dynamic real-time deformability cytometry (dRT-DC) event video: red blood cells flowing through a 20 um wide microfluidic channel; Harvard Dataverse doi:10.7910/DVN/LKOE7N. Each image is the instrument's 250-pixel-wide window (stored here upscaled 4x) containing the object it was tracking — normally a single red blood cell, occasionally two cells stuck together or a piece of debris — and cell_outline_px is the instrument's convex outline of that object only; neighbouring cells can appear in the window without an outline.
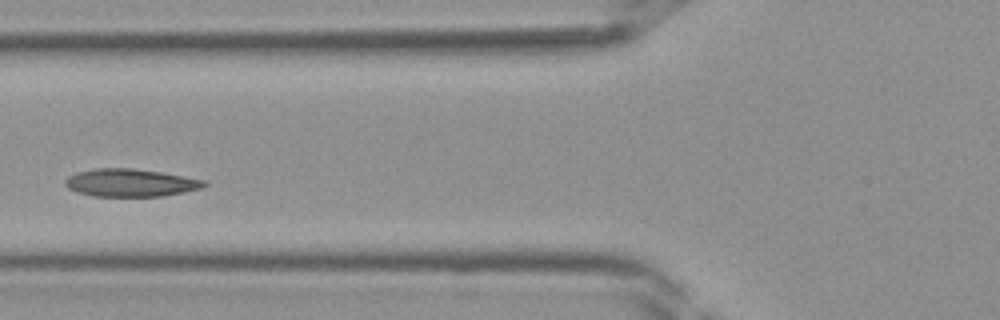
{"species": "Egyptian fruit bat (a non-hibernating species)", "species_latin": "Rousettus aegyptiacus", "temperature_condition": "room temperature", "stored_images_in_passage": 42, "camera_frame_rate_fps": 3000, "um_per_image_px": 0.085, "frame": {"image": 1, "passage_image": 16, "time_ms": 5.0, "image_size_px": [1000, 320], "cell_outline_px": [[208, 184], [200, 188], [160, 196], [92, 196], [76, 192], [68, 188], [64, 184], [64, 180], [68, 176], [76, 172], [100, 168], [132, 168], [160, 172], [184, 176], [204, 180]], "centroid_in_image_um": [11.03, 15.53], "position_along_channel_um": 114.8, "area_um2": 22.25}}
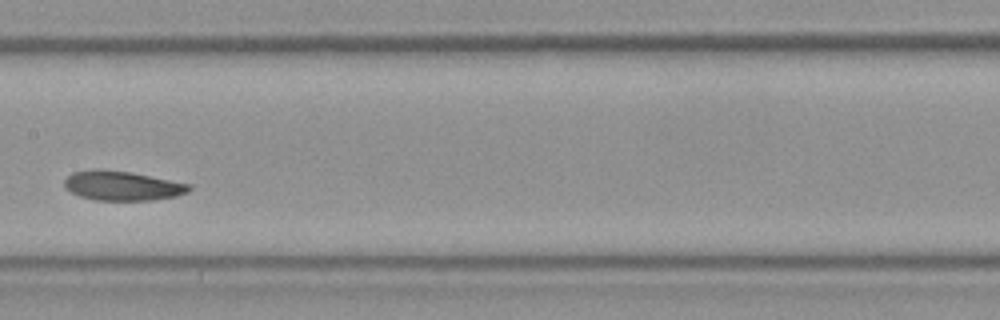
{"frame": {"image": 2, "passage_image": 21, "time_ms": 6.667, "image_size_px": [1000, 320], "cell_outline_px": [[192, 188], [188, 192], [176, 196], [152, 200], [96, 200], [80, 196], [64, 188], [64, 180], [72, 172], [92, 168], [100, 168], [132, 172], [192, 184]], "centroid_in_image_um": [10.39, 15.77], "position_along_channel_um": 197.0, "area_um2": 21.73}}
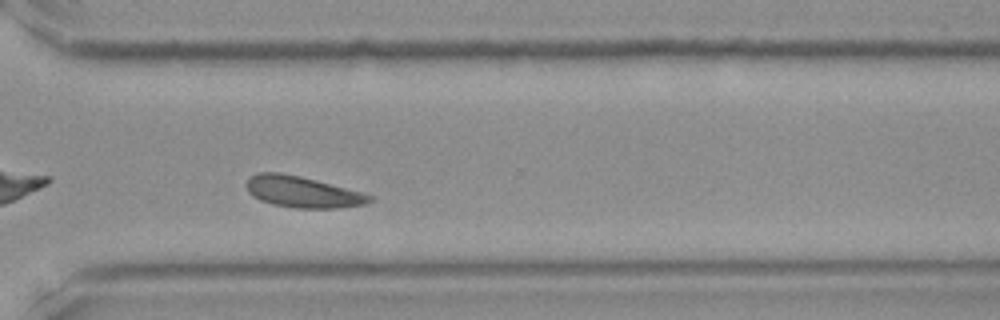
{"frame": {"image": 3, "passage_image": 30, "time_ms": 9.667, "image_size_px": [1000, 320], "cell_outline_px": [[376, 196], [368, 204], [336, 208], [296, 208], [272, 204], [260, 200], [252, 196], [248, 192], [244, 184], [248, 176], [256, 172], [280, 172], [300, 176]], "centroid_in_image_um": [25.66, 16.3], "position_along_channel_um": 344.9, "area_um2": 22.66}}